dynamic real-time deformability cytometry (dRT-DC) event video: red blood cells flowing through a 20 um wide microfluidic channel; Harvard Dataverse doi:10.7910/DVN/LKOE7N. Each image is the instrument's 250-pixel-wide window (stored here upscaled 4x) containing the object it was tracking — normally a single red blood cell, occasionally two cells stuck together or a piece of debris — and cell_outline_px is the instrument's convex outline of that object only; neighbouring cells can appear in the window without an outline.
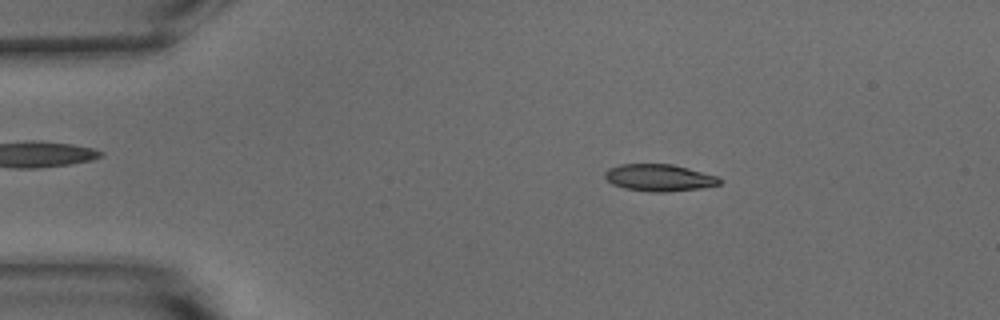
{"species": "common noctule bat (a hibernating species)", "species_latin": "Nyctalus noctula", "temperature_condition": "warm", "stored_images_in_passage": 53, "camera_frame_rate_fps": 3000, "um_per_image_px": 0.085, "animal": {"sex": "male", "body_mass_g": 15.6}, "frame": {"image": 1, "passage_image": 9, "time_ms": 2.667, "image_size_px": [1000, 320], "cell_outline_px": [[724, 180], [720, 184], [704, 188], [668, 192], [648, 192], [624, 188], [612, 184], [604, 176], [604, 172], [608, 168], [620, 164], [672, 164], [688, 168], [716, 176]], "centroid_in_image_um": [56.04, 15.11], "position_along_channel_um": 29.0, "area_um2": 18.21}}
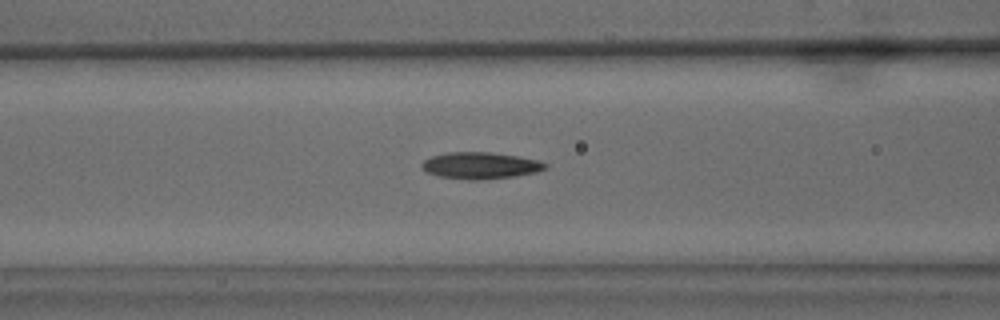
{"frame": {"image": 2, "passage_image": 21, "time_ms": 6.667, "image_size_px": [1000, 320], "cell_outline_px": [[548, 168], [536, 172], [516, 176], [476, 180], [468, 180], [436, 176], [424, 172], [420, 168], [420, 164], [424, 160], [432, 156], [448, 152], [488, 152], [520, 156], [536, 160], [548, 164]], "centroid_in_image_um": [40.79, 14.07], "position_along_channel_um": 125.8, "area_um2": 19.42}}
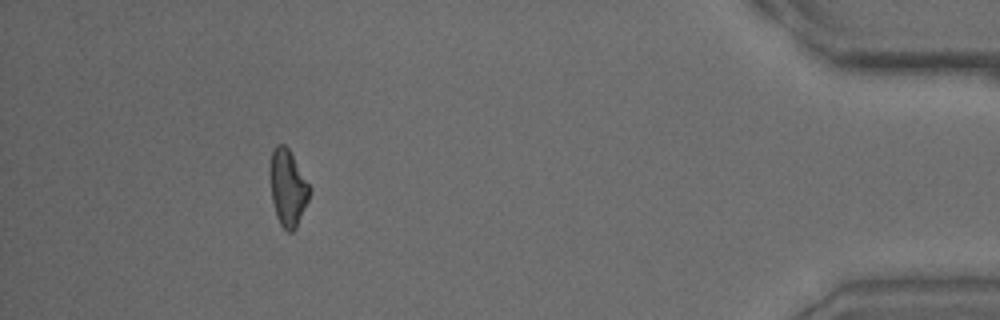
{"frame": {"image": 3, "passage_image": 48, "time_ms": 15.667, "image_size_px": [1000, 320], "cell_outline_px": [[312, 188], [308, 200], [296, 228], [292, 232], [288, 232], [280, 224], [276, 216], [272, 200], [268, 172], [268, 168], [272, 152], [276, 144], [284, 144], [288, 148]], "centroid_in_image_um": [24.44, 15.94], "position_along_channel_um": 410.8, "area_um2": 17.86}, "authors_computed_cell_mechanics": {"area_um2": 18.0914, "velocity_mm_per_s": 3.8054, "shape_relaxation_time_tau1_ms": 8.4465, "shape_relaxation_time_tau2_ms": 7.0305, "deformation_change_tau1": 0.2061, "deformation_change_tau2": 0.1717}}